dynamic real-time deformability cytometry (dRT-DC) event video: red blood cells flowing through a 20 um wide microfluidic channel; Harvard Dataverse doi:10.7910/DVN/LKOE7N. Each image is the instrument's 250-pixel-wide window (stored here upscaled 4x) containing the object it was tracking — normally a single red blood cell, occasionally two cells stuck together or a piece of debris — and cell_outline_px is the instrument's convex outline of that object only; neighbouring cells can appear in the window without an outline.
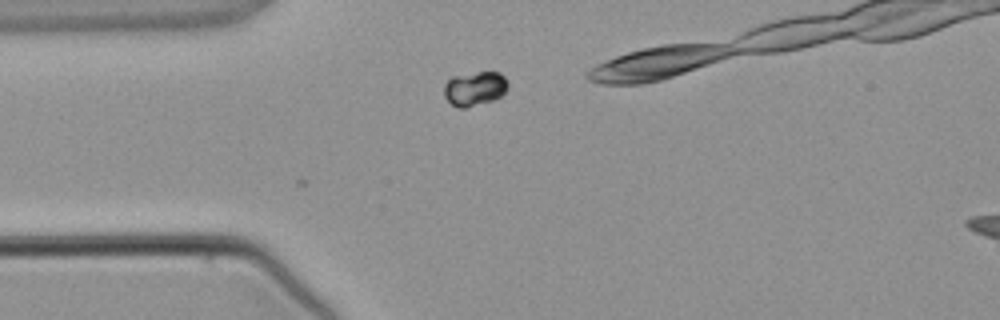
{"species": "common noctule bat (a hibernating species)", "species_latin": "Nyctalus noctula", "temperature_condition": "warm", "stored_images_in_passage": 4, "camera_frame_rate_fps": 3000, "um_per_image_px": 0.085, "animal": {"sex": "male", "body_mass_g": 21.5, "forearm_length_mm": 52.0}, "frame": {"image": 1, "passage_image": 2, "time_ms": 1.0, "image_size_px": [1000, 320], "cell_outline_px": [[508, 88], [500, 96], [492, 100], [464, 108], [460, 108], [452, 104], [444, 96], [444, 84], [452, 76], [476, 72], [500, 72], [504, 76], [508, 84]], "centroid_in_image_um": [40.34, 7.51], "position_along_channel_um": 44.7, "area_um2": 12.66}}